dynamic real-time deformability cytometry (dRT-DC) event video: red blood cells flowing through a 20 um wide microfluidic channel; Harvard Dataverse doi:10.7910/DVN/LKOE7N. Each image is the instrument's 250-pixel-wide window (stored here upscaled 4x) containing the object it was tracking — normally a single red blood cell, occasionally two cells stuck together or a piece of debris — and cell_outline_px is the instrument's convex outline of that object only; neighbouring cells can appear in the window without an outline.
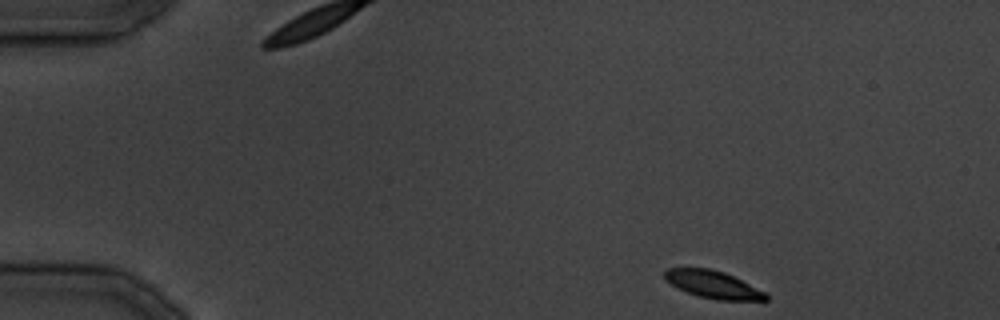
{"species": "common noctule bat (a hibernating species)", "species_latin": "Nyctalus noctula", "temperature_condition": "cold", "stored_images_in_passage": 22, "camera_frame_rate_fps": 3000, "um_per_image_px": 0.085, "animal": {"sex": "male", "body_mass_g": 19.5, "forearm_length_mm": 54.6}, "frame": {"image": 1, "passage_image": 1, "time_ms": 0.0, "image_size_px": [1000, 320], "cell_outline_px": [[768, 300], [716, 300], [700, 296], [688, 292], [664, 280], [664, 268], [708, 268], [724, 272], [768, 292]], "centroid_in_image_um": [60.64, 24.18], "position_along_channel_um": 24.4, "area_um2": 16.18}}
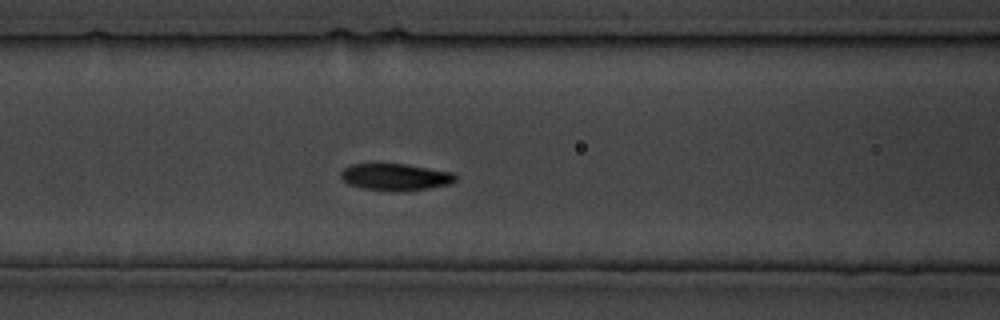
{"frame": {"image": 2, "passage_image": 11, "time_ms": 12.667, "image_size_px": [1000, 320], "cell_outline_px": [[456, 180], [448, 184], [428, 188], [396, 192], [392, 192], [364, 188], [348, 184], [340, 176], [340, 172], [344, 168], [352, 164], [408, 164], [456, 172]], "centroid_in_image_um": [33.64, 15.04], "position_along_channel_um": 133.0, "area_um2": 18.09}}
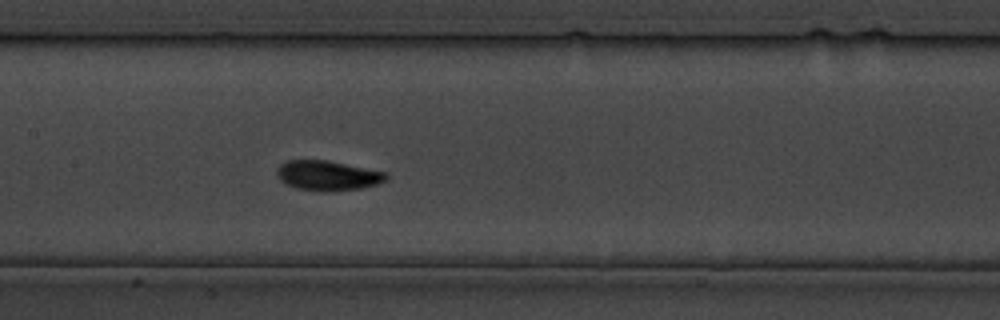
{"frame": {"image": 3, "passage_image": 13, "time_ms": 15.667, "image_size_px": [1000, 320], "cell_outline_px": [[388, 180], [376, 184], [360, 188], [324, 192], [296, 188], [284, 184], [276, 176], [276, 172], [280, 164], [288, 160], [328, 160], [388, 172]], "centroid_in_image_um": [27.85, 14.92], "position_along_channel_um": 179.5, "area_um2": 19.25}}